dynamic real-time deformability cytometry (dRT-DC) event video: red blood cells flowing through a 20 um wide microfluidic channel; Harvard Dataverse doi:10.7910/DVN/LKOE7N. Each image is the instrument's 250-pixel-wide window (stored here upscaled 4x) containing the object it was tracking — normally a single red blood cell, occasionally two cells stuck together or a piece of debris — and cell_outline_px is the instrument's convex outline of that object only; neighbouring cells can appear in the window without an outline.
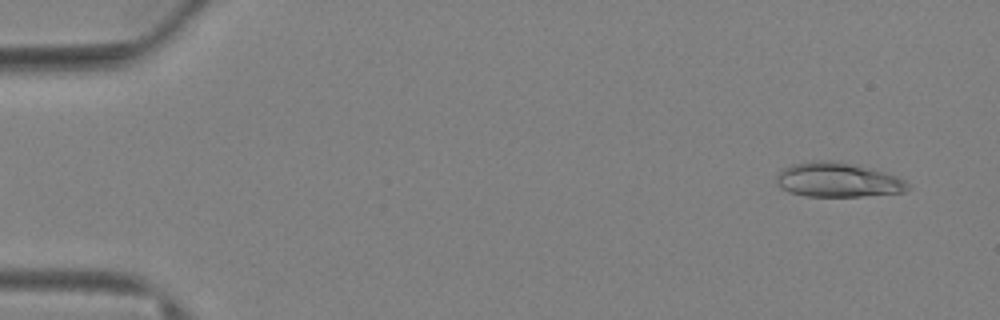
{"species": "Egyptian fruit bat (a non-hibernating species)", "species_latin": "Rousettus aegyptiacus", "temperature_condition": "warm", "stored_images_in_passage": 23, "camera_frame_rate_fps": 3000, "um_per_image_px": 0.085, "animal": {"sex": "female"}, "frame": {"image": 1, "passage_image": 5, "time_ms": 1.333, "image_size_px": [1000, 320], "cell_outline_px": [[908, 188], [904, 192], [860, 196], [804, 196], [788, 192], [780, 188], [776, 184], [776, 176], [780, 168], [792, 164], [812, 160], [840, 160], [872, 168], [896, 176], [904, 180], [908, 184]], "centroid_in_image_um": [71.14, 15.27], "position_along_channel_um": 13.9, "area_um2": 26.82}}
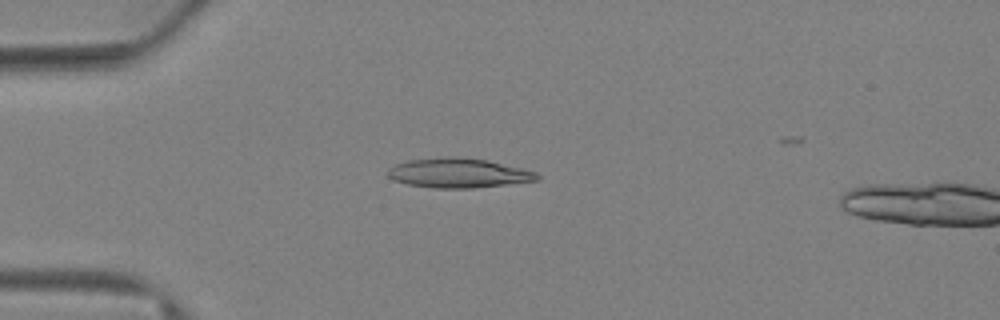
{"frame": {"image": 2, "passage_image": 19, "time_ms": 6.0, "image_size_px": [1000, 320], "cell_outline_px": [[540, 180], [472, 188], [432, 188], [408, 184], [392, 180], [388, 176], [388, 168], [396, 164], [408, 160], [488, 160], [536, 172], [540, 176]], "centroid_in_image_um": [38.98, 14.76], "position_along_channel_um": 46.0, "area_um2": 24.45}}